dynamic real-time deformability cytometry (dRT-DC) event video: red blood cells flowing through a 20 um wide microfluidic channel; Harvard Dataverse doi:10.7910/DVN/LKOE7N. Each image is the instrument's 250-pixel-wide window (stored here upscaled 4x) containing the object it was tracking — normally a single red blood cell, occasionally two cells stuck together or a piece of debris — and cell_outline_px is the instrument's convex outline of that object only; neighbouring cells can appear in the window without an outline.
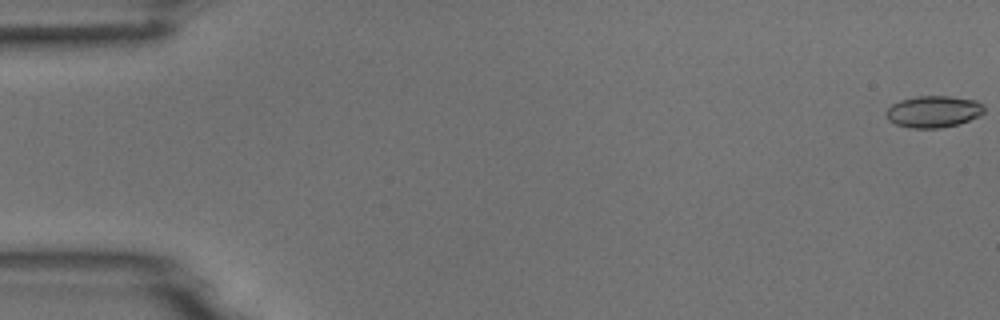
{"species": "common noctule bat (a hibernating species)", "species_latin": "Nyctalus noctula", "temperature_condition": "room temperature", "stored_images_in_passage": 7, "camera_frame_rate_fps": 3000, "um_per_image_px": 0.085, "animal": {"sex": "male", "body_mass_g": 18.8}, "frame": {"image": 1, "passage_image": 1, "time_ms": 0.0, "image_size_px": [1000, 320], "cell_outline_px": [[984, 112], [980, 116], [960, 124], [940, 128], [912, 128], [896, 124], [888, 120], [884, 112], [892, 104], [900, 100], [916, 96], [948, 96], [976, 100], [984, 104]], "centroid_in_image_um": [79.36, 9.48], "position_along_channel_um": 5.6, "area_um2": 18.32}}
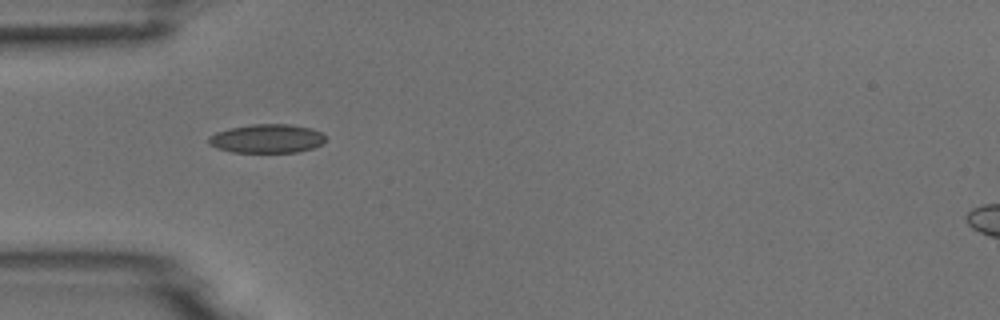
{"frame": {"image": 2, "passage_image": 5, "time_ms": 5.333, "image_size_px": [1000, 320], "cell_outline_px": [[324, 140], [320, 144], [312, 148], [296, 152], [232, 152], [216, 148], [208, 144], [208, 136], [216, 132], [228, 128], [252, 124], [292, 124], [312, 128], [320, 132], [324, 136]], "centroid_in_image_um": [22.64, 11.77], "position_along_channel_um": 62.4, "area_um2": 19.65}}